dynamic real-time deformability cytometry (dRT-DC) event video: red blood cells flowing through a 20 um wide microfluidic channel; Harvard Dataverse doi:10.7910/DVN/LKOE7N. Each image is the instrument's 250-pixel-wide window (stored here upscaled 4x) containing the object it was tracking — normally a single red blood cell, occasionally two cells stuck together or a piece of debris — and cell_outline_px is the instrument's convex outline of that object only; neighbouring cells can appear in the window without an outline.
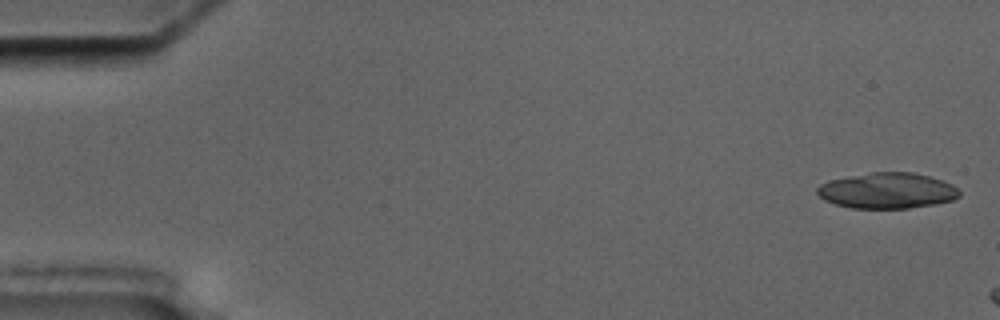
{"species": "common noctule bat (a hibernating species)", "species_latin": "Nyctalus noctula", "temperature_condition": "cold", "stored_images_in_passage": 3, "camera_frame_rate_fps": 3000, "um_per_image_px": 0.085, "animal": {"sex": "male", "body_mass_g": 17.5, "forearm_length_mm": 52.3}, "frame": {"image": 1, "passage_image": 1, "time_ms": 0.0, "image_size_px": [1000, 320], "cell_outline_px": [[960, 196], [952, 200], [932, 204], [908, 208], [852, 208], [836, 204], [824, 200], [816, 192], [816, 188], [820, 184], [828, 180], [848, 176], [872, 172], [912, 172], [928, 176], [952, 184], [960, 192]], "centroid_in_image_um": [75.38, 16.2], "position_along_channel_um": 9.6, "area_um2": 29.48}}